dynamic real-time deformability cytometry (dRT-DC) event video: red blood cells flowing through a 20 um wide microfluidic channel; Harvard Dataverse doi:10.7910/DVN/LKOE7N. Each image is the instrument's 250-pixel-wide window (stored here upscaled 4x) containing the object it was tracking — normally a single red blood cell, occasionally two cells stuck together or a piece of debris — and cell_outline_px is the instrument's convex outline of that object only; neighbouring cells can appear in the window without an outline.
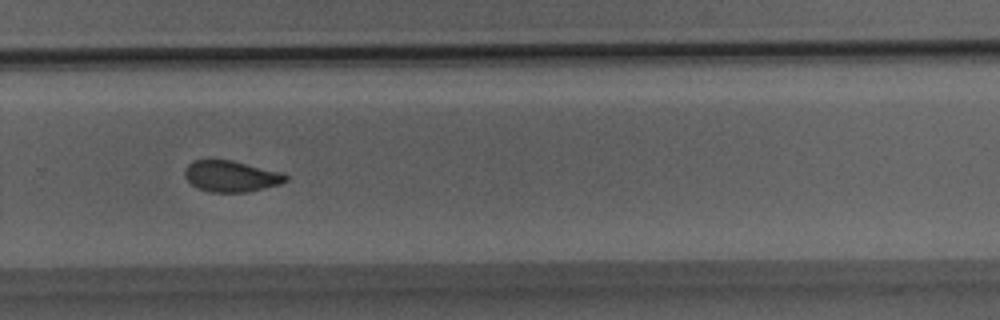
{"species": "Egyptian fruit bat (a non-hibernating species)", "species_latin": "Rousettus aegyptiacus", "temperature_condition": "room temperature", "stored_images_in_passage": 30, "camera_frame_rate_fps": 3000, "um_per_image_px": 0.085, "animal": {"sex": "male"}, "frame": {"image": 1, "passage_image": 18, "time_ms": 5.667, "image_size_px": [1000, 320], "cell_outline_px": [[288, 180], [280, 184], [248, 192], [212, 192], [196, 188], [184, 176], [184, 168], [192, 160], [232, 160], [280, 172], [288, 176]], "centroid_in_image_um": [19.62, 14.98], "position_along_channel_um": 310.2, "area_um2": 18.32}}
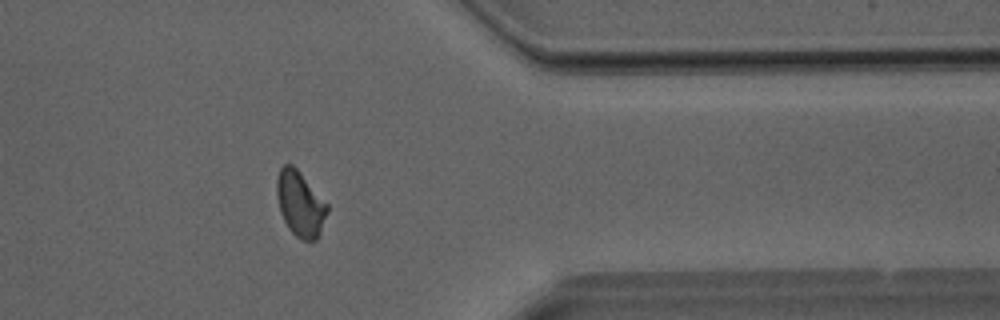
{"frame": {"image": 2, "passage_image": 23, "time_ms": 7.333, "image_size_px": [1000, 320], "cell_outline_px": [[328, 212], [320, 232], [316, 240], [300, 240], [288, 228], [280, 212], [276, 192], [276, 176], [280, 168], [284, 164], [292, 164], [296, 168], [328, 204]], "centroid_in_image_um": [25.5, 17.32], "position_along_channel_um": 385.9, "area_um2": 19.19}}
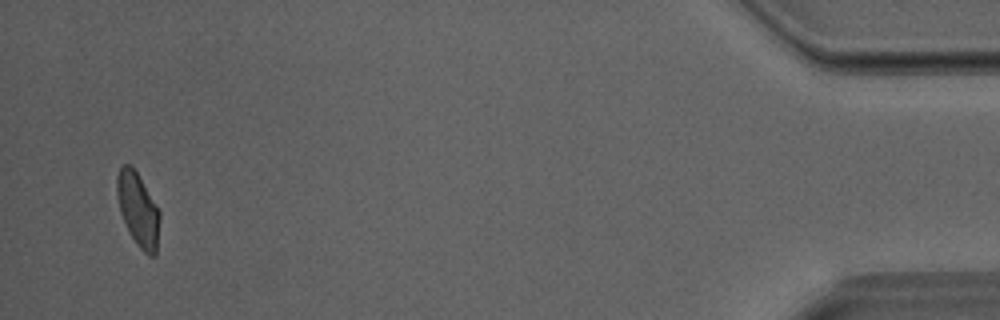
{"frame": {"image": 3, "passage_image": 29, "time_ms": 9.333, "image_size_px": [1000, 320], "cell_outline_px": [[160, 216], [156, 256], [148, 256], [140, 248], [132, 236], [120, 212], [116, 192], [116, 176], [120, 168], [124, 164], [128, 164], [136, 172], [156, 204], [160, 212]], "centroid_in_image_um": [11.74, 17.82], "position_along_channel_um": 423.5, "area_um2": 18.03}}